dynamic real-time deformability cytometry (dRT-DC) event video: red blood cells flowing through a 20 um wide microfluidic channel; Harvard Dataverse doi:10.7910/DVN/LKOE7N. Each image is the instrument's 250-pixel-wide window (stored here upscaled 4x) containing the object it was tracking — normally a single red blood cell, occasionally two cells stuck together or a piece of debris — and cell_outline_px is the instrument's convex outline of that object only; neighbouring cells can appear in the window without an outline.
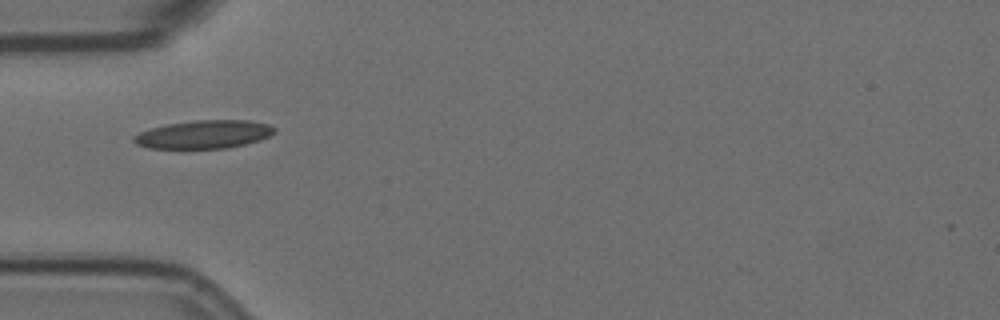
{"species": "Egyptian fruit bat (a non-hibernating species)", "species_latin": "Rousettus aegyptiacus", "temperature_condition": "room temperature", "stored_images_in_passage": 20, "camera_frame_rate_fps": 3000, "um_per_image_px": 0.085, "animal": {"sex": "female"}, "frame": {"image": 1, "passage_image": 1, "time_ms": 0.0, "image_size_px": [1000, 320], "cell_outline_px": [[276, 132], [260, 140], [244, 144], [224, 148], [148, 148], [136, 144], [132, 140], [132, 136], [140, 132], [152, 128], [168, 124], [196, 120], [248, 120], [268, 124], [276, 128]], "centroid_in_image_um": [17.33, 11.42], "position_along_channel_um": 67.7, "area_um2": 23.0}}
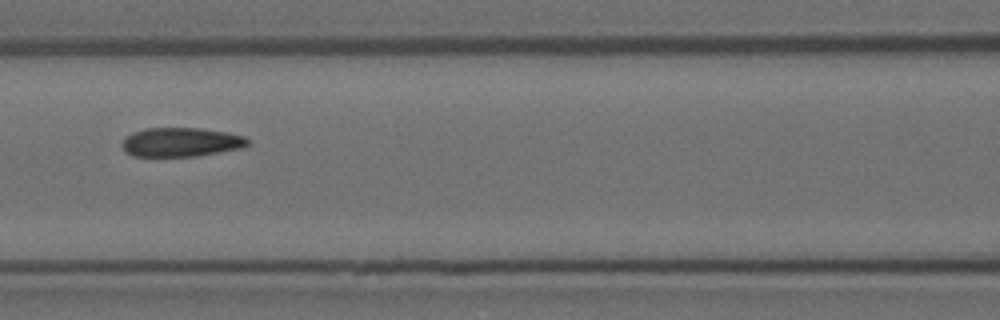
{"frame": {"image": 2, "passage_image": 8, "time_ms": 2.333, "image_size_px": [1000, 320], "cell_outline_px": [[248, 144], [240, 148], [196, 156], [132, 156], [124, 152], [120, 144], [132, 132], [144, 128], [200, 128], [228, 132], [244, 136], [248, 140]], "centroid_in_image_um": [15.34, 12.08], "position_along_channel_um": 151.3, "area_um2": 21.27}}
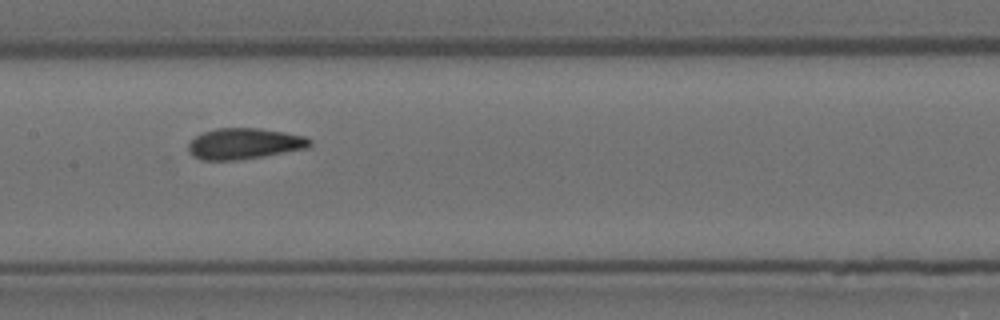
{"frame": {"image": 3, "passage_image": 11, "time_ms": 3.333, "image_size_px": [1000, 320], "cell_outline_px": [[312, 144], [308, 148], [236, 160], [204, 160], [192, 156], [188, 152], [188, 144], [196, 136], [204, 132], [216, 128], [260, 128], [284, 132], [304, 136], [312, 140]], "centroid_in_image_um": [20.75, 12.2], "position_along_channel_um": 186.6, "area_um2": 21.79}}